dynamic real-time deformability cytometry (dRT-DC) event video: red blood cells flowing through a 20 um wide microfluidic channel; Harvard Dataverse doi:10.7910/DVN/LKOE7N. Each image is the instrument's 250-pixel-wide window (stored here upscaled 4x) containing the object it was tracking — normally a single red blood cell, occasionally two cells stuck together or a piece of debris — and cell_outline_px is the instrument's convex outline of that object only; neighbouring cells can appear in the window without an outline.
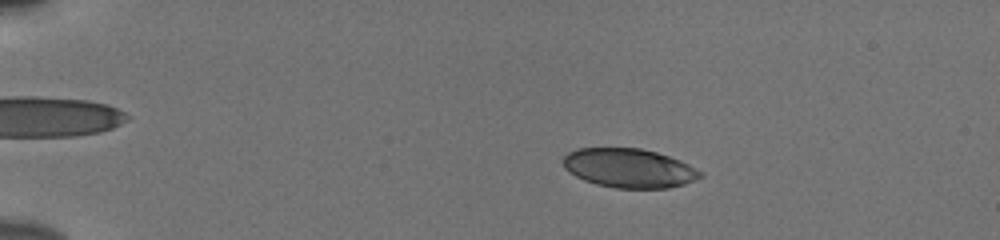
{"species": "human", "species_latin": "Homo sapiens", "temperature_condition": "cold", "stored_images_in_passage": 55, "camera_frame_rate_fps": 3000, "um_per_image_px": 0.085, "donor": {"sex": "male"}, "frame": {"image": 1, "passage_image": 11, "time_ms": 3.333, "image_size_px": [1000, 240], "cell_outline_px": [[704, 176], [696, 180], [684, 184], [668, 188], [616, 188], [596, 184], [584, 180], [568, 172], [564, 168], [560, 160], [568, 152], [576, 148], [640, 148], [656, 152], [680, 160], [704, 172]], "centroid_in_image_um": [53.46, 14.29], "position_along_channel_um": 31.5, "area_um2": 31.56}}
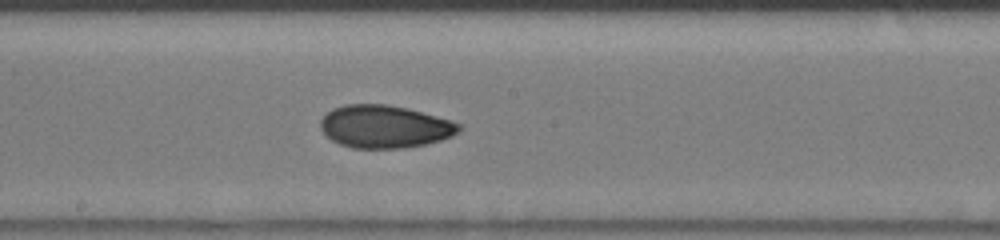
{"frame": {"image": 2, "passage_image": 32, "time_ms": 10.333, "image_size_px": [1000, 240], "cell_outline_px": [[460, 128], [452, 136], [440, 140], [424, 144], [404, 148], [352, 148], [340, 144], [332, 140], [320, 128], [320, 120], [332, 108], [344, 104], [384, 104], [408, 108], [448, 120], [460, 124]], "centroid_in_image_um": [32.65, 10.76], "position_along_channel_um": 215.6, "area_um2": 34.16}}
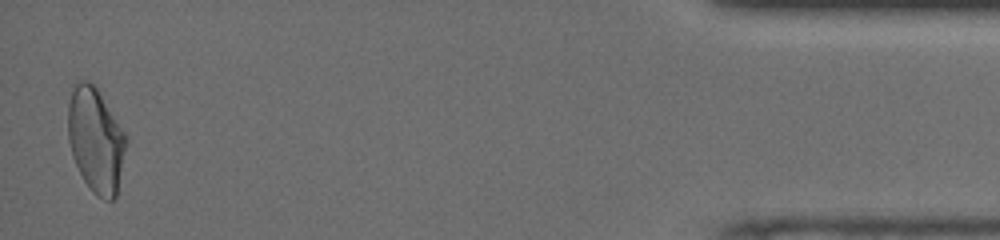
{"frame": {"image": 3, "passage_image": 54, "time_ms": 17.667, "image_size_px": [1000, 240], "cell_outline_px": [[128, 140], [116, 196], [112, 200], [104, 200], [96, 196], [92, 192], [84, 180], [72, 156], [68, 140], [68, 104], [76, 80], [84, 80], [92, 84], [96, 88], [124, 132]], "centroid_in_image_um": [8.13, 11.94], "position_along_channel_um": 427.1, "area_um2": 35.14}, "authors_computed_cell_mechanics": {"area_um2": 33.5818, "velocity_mm_per_s": 3.8514, "shape_relaxation_time_tau1_ms": 4.3712, "shape_relaxation_time_tau2_ms": 3.5424, "deformation_change_tau1": 0.1397, "deformation_change_tau2": 0.0763}}